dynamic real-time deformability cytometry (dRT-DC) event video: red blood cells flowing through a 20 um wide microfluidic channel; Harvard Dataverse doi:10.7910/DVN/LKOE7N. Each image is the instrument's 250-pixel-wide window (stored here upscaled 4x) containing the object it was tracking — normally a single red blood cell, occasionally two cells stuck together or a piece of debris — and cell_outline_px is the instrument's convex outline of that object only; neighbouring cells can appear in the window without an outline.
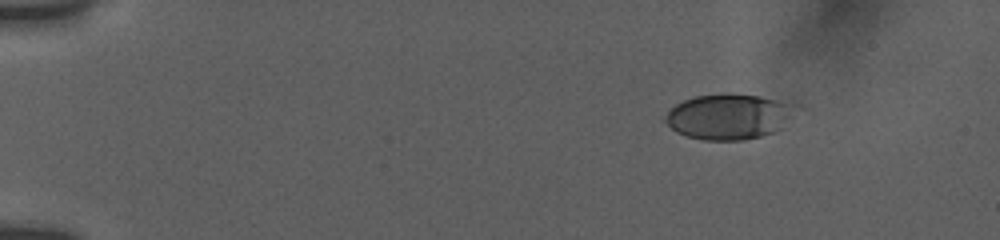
{"species": "human", "species_latin": "Homo sapiens", "temperature_condition": "room temperature", "stored_images_in_passage": 23, "camera_frame_rate_fps": 3000, "um_per_image_px": 0.085, "donor": {"sex": "female"}, "frame": {"image": 1, "passage_image": 1, "time_ms": 0.0, "image_size_px": [1000, 240], "cell_outline_px": [[784, 116], [772, 132], [760, 136], [744, 140], [704, 140], [688, 136], [676, 132], [664, 120], [668, 112], [676, 104], [684, 100], [696, 96], [728, 92], [760, 96], [776, 100], [784, 104]], "centroid_in_image_um": [61.68, 9.91], "position_along_channel_um": 23.3, "area_um2": 32.6}}
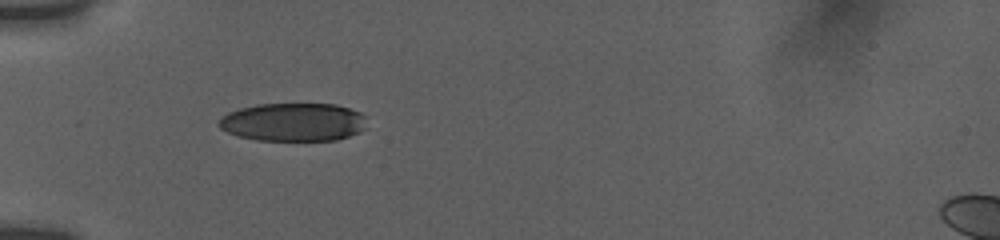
{"frame": {"image": 2, "passage_image": 15, "time_ms": 3.667, "image_size_px": [1000, 240], "cell_outline_px": [[364, 128], [360, 132], [336, 140], [256, 140], [240, 136], [228, 132], [220, 128], [216, 124], [228, 112], [240, 108], [256, 104], [336, 104], [360, 112], [364, 116]], "centroid_in_image_um": [24.92, 10.37], "position_along_channel_um": 60.1, "area_um2": 32.83}}
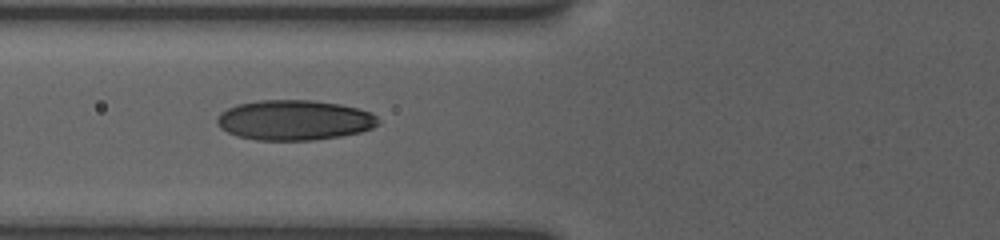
{"frame": {"image": 3, "passage_image": 22, "time_ms": 5.0, "image_size_px": [1000, 240], "cell_outline_px": [[380, 124], [372, 128], [360, 132], [340, 136], [312, 140], [256, 140], [236, 136], [220, 128], [216, 124], [216, 120], [220, 112], [236, 104], [260, 100], [312, 100], [340, 104], [356, 108], [368, 112], [376, 116], [380, 120]], "centroid_in_image_um": [24.99, 10.21], "position_along_channel_um": 100.8, "area_um2": 37.8}}